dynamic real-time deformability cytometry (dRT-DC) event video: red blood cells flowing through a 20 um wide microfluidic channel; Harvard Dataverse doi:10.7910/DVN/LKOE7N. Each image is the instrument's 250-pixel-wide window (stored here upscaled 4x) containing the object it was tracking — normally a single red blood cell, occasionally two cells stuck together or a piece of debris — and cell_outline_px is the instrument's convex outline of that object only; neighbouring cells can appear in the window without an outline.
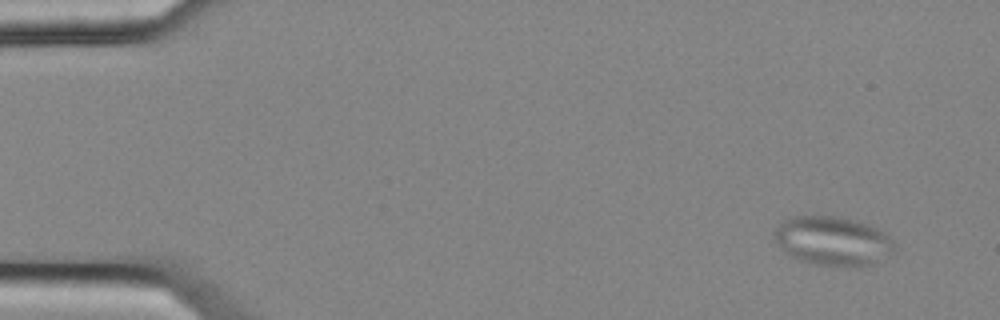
{"species": "common noctule bat (a hibernating species)", "species_latin": "Nyctalus noctula", "temperature_condition": "cold", "stored_images_in_passage": 5, "camera_frame_rate_fps": 3000, "um_per_image_px": 0.085, "animal": {"sex": "female", "body_mass_g": 25.1}, "frame": {"image": 1, "passage_image": 1, "time_ms": 0.0, "image_size_px": [1000, 320], "cell_outline_px": [[896, 244], [876, 264], [860, 268], [852, 268], [816, 264], [800, 260], [784, 252], [772, 236], [772, 232], [784, 220], [796, 216], [840, 216], [860, 220], [884, 232]], "centroid_in_image_um": [70.78, 20.49], "position_along_channel_um": 14.2, "area_um2": 34.68}}